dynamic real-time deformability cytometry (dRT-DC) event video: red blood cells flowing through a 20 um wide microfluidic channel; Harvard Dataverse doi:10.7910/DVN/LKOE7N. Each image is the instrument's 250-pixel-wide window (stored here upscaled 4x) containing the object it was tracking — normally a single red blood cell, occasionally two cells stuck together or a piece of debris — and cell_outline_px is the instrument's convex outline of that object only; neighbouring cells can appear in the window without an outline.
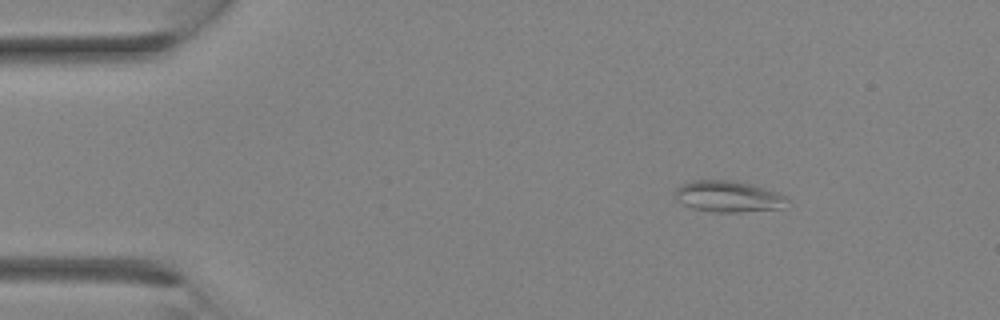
{"species": "Egyptian fruit bat (a non-hibernating species)", "species_latin": "Rousettus aegyptiacus", "temperature_condition": "room temperature", "stored_images_in_passage": 2, "camera_frame_rate_fps": 3000, "um_per_image_px": 0.085, "animal": {"sex": "female"}, "frame": {"image": 1, "passage_image": 1, "time_ms": 0.0, "image_size_px": [1000, 320], "cell_outline_px": [[792, 200], [780, 208], [740, 212], [712, 212], [692, 208], [676, 200], [676, 188], [680, 184], [692, 180], [736, 180], [764, 188], [788, 196]], "centroid_in_image_um": [61.91, 16.69], "position_along_channel_um": 23.1, "area_um2": 20.58}}